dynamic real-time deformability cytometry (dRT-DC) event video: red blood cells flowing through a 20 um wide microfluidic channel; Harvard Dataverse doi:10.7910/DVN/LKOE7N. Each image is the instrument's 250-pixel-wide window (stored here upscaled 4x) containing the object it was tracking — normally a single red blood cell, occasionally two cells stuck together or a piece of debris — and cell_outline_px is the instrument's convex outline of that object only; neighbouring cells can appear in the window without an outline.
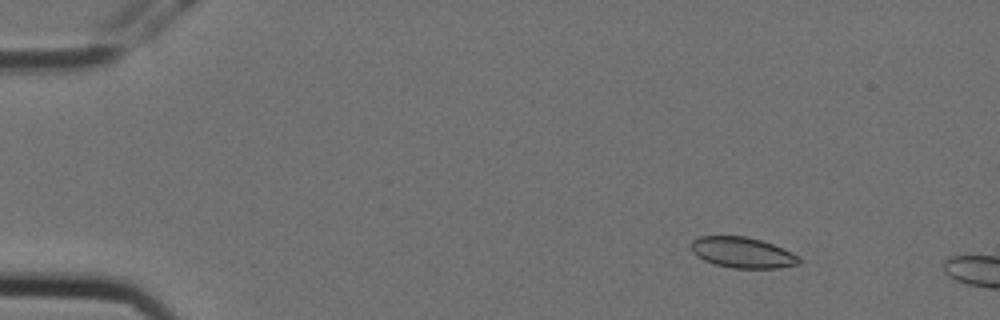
{"species": "Egyptian fruit bat (a non-hibernating species)", "species_latin": "Rousettus aegyptiacus", "temperature_condition": "cold", "stored_images_in_passage": 3, "camera_frame_rate_fps": 3000, "um_per_image_px": 0.085, "animal": {"sex": "female"}, "frame": {"image": 1, "passage_image": 2, "time_ms": 0.333, "image_size_px": [1000, 320], "cell_outline_px": [[800, 264], [780, 268], [732, 268], [716, 264], [704, 260], [696, 256], [692, 252], [692, 240], [700, 236], [744, 236], [760, 240], [772, 244], [800, 256]], "centroid_in_image_um": [63.11, 21.47], "position_along_channel_um": 21.9, "area_um2": 19.25}}